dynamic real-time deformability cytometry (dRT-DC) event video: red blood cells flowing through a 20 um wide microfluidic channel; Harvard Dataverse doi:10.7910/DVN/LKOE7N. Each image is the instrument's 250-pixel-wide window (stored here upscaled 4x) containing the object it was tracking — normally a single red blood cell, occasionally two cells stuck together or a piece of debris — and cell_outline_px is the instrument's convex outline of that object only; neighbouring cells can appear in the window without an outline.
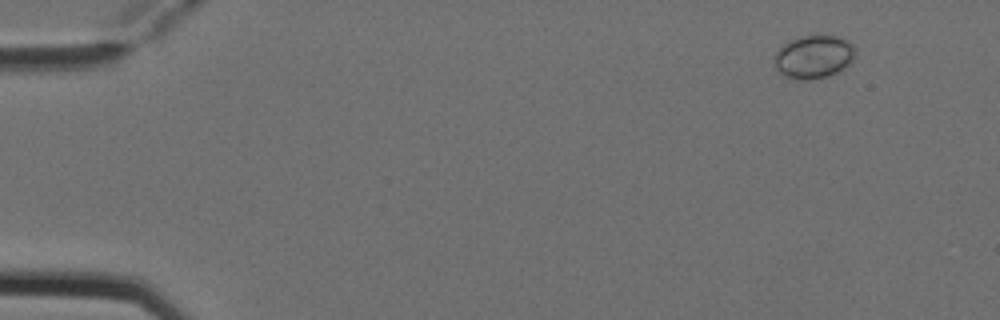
{"species": "Egyptian fruit bat (a non-hibernating species)", "species_latin": "Rousettus aegyptiacus", "temperature_condition": "cold", "stored_images_in_passage": 4, "camera_frame_rate_fps": 3000, "um_per_image_px": 0.085, "animal": {"sex": "female"}, "frame": {"image": 1, "passage_image": 1, "time_ms": 0.0, "image_size_px": [1000, 320], "cell_outline_px": [[856, 56], [844, 68], [828, 76], [808, 80], [796, 80], [784, 76], [772, 64], [776, 52], [788, 40], [804, 36], [836, 36], [848, 40], [852, 44], [856, 52]], "centroid_in_image_um": [69.15, 4.84], "position_along_channel_um": 15.9, "area_um2": 20.46}}